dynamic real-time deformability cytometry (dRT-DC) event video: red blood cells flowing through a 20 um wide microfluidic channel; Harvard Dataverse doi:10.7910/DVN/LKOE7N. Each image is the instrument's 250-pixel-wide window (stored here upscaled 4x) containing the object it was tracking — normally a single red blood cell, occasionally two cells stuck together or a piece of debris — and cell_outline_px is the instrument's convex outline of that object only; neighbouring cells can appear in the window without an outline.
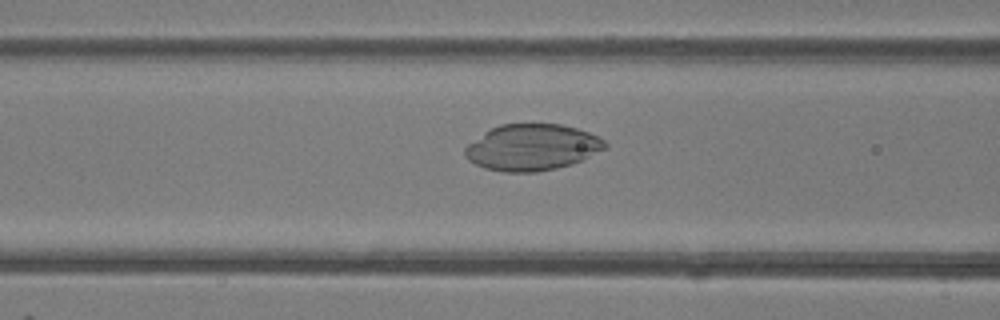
{"species": "common noctule bat (a hibernating species)", "species_latin": "Nyctalus noctula", "temperature_condition": "room temperature", "stored_images_in_passage": 49, "camera_frame_rate_fps": 3000, "um_per_image_px": 0.085, "animal": {"sex": "female"}, "frame": {"image": 1, "passage_image": 20, "time_ms": 6.333, "image_size_px": [1000, 320], "cell_outline_px": [[608, 148], [572, 164], [556, 168], [536, 172], [504, 172], [484, 168], [468, 160], [464, 156], [464, 148], [468, 144], [484, 132], [500, 124], [560, 124], [576, 128], [588, 132], [604, 140], [608, 144]], "centroid_in_image_um": [45.22, 12.53], "position_along_channel_um": 121.4, "area_um2": 37.8}}
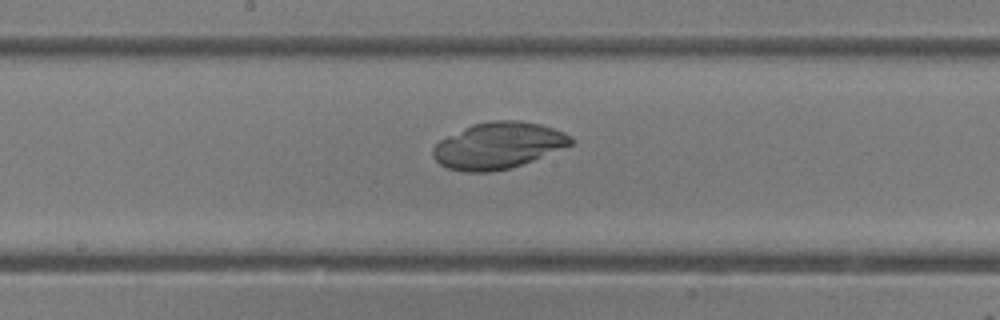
{"frame": {"image": 2, "passage_image": 26, "time_ms": 8.333, "image_size_px": [1000, 320], "cell_outline_px": [[572, 144], [532, 160], [508, 168], [492, 172], [464, 172], [448, 168], [440, 164], [432, 156], [432, 148], [440, 140], [472, 124], [488, 120], [516, 120], [540, 124], [564, 132], [572, 136]], "centroid_in_image_um": [42.31, 12.36], "position_along_channel_um": 205.9, "area_um2": 36.99}}
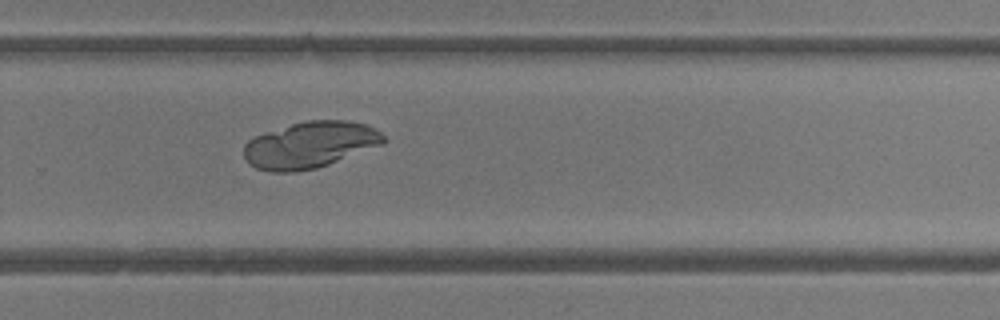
{"frame": {"image": 3, "passage_image": 33, "time_ms": 10.667, "image_size_px": [1000, 320], "cell_outline_px": [[388, 140], [384, 144], [328, 164], [316, 168], [296, 172], [268, 172], [256, 168], [248, 164], [244, 156], [244, 144], [248, 140], [264, 132], [292, 124], [308, 120], [344, 120], [368, 124], [380, 132]], "centroid_in_image_um": [26.35, 12.32], "position_along_channel_um": 303.5, "area_um2": 37.97}}